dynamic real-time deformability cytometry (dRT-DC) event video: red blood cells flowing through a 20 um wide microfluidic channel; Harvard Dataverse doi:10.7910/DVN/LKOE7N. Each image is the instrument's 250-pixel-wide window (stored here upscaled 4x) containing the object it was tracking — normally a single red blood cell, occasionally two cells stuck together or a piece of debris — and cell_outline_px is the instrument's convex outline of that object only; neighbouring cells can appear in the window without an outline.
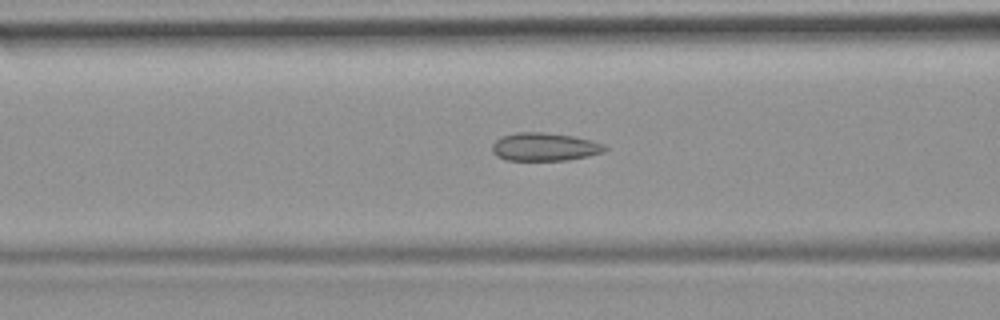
{"species": "common noctule bat (a hibernating species)", "species_latin": "Nyctalus noctula", "temperature_condition": "room temperature", "stored_images_in_passage": 51, "camera_frame_rate_fps": 3000, "um_per_image_px": 0.085, "animal": {"sex": "female", "body_mass_g": 19.9}, "frame": {"image": 1, "passage_image": 20, "time_ms": 6.333, "image_size_px": [1000, 320], "cell_outline_px": [[608, 148], [604, 152], [588, 156], [568, 160], [504, 160], [496, 156], [492, 152], [492, 144], [496, 140], [504, 136], [516, 132], [544, 132], [572, 136], [592, 140], [604, 144]], "centroid_in_image_um": [46.29, 12.49], "position_along_channel_um": 120.3, "area_um2": 18.55}}
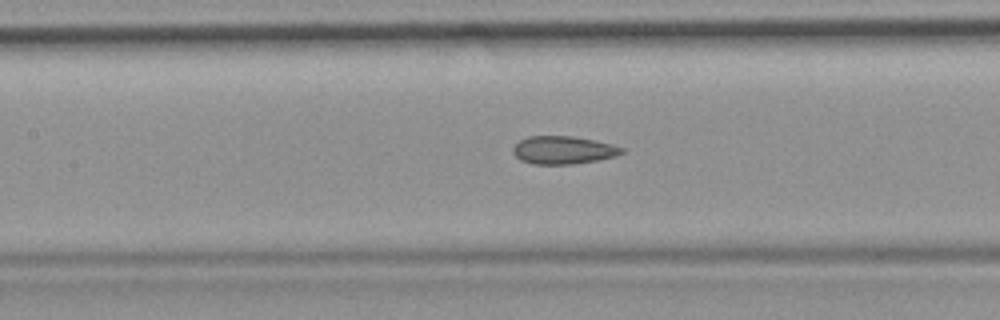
{"frame": {"image": 2, "passage_image": 23, "time_ms": 7.333, "image_size_px": [1000, 320], "cell_outline_px": [[624, 152], [616, 156], [596, 160], [572, 164], [532, 164], [520, 160], [512, 152], [512, 148], [520, 140], [528, 136], [572, 136], [596, 140], [612, 144], [624, 148]], "centroid_in_image_um": [47.87, 12.75], "position_along_channel_um": 159.5, "area_um2": 17.74}}
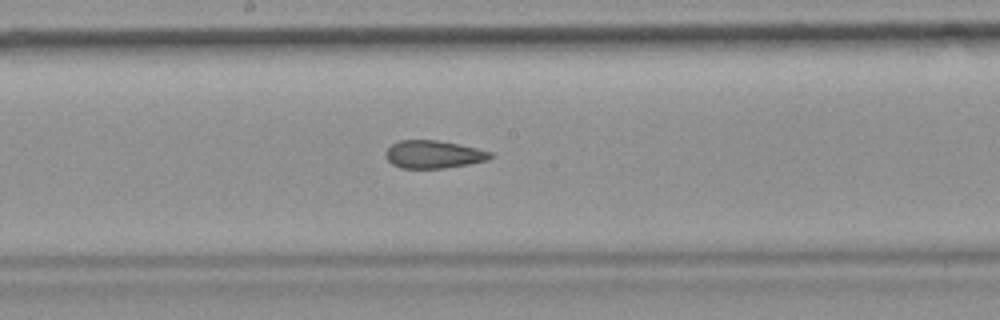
{"frame": {"image": 3, "passage_image": 27, "time_ms": 8.667, "image_size_px": [1000, 320], "cell_outline_px": [[496, 156], [488, 160], [468, 164], [444, 168], [400, 168], [392, 164], [384, 156], [384, 152], [392, 144], [400, 140], [436, 140], [460, 144], [492, 152]], "centroid_in_image_um": [36.86, 13.12], "position_along_channel_um": 211.3, "area_um2": 17.11}, "authors_computed_cell_mechanics": {"area_um2": 18.5538, "velocity_mm_per_s": 3.915, "shape_relaxation_time_tau1_ms": null, "shape_relaxation_time_tau2_ms": 2.893, "deformation_change_tau1": null, "deformation_change_tau2": 0.092}}